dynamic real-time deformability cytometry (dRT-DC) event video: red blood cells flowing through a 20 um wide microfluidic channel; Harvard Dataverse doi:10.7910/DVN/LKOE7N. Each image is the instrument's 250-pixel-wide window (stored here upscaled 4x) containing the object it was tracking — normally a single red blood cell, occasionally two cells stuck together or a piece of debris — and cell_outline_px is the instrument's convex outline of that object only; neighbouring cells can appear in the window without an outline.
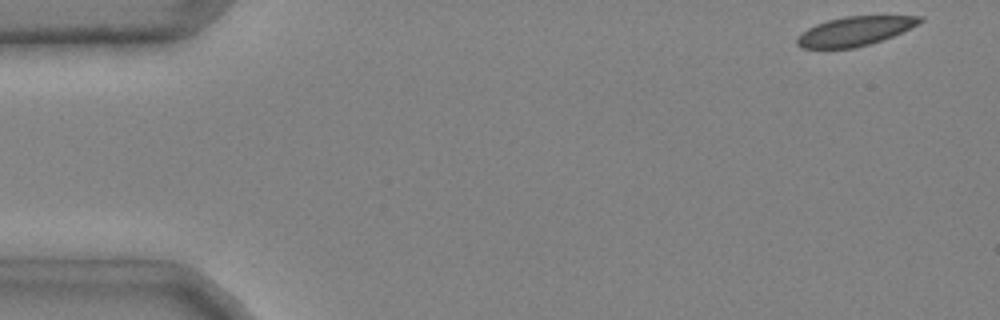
{"species": "common noctule bat (a hibernating species)", "species_latin": "Nyctalus noctula", "temperature_condition": "cold", "stored_images_in_passage": 39, "camera_frame_rate_fps": 3000, "um_per_image_px": 0.085, "animal": {"sex": "male", "body_mass_g": 20.4}, "frame": {"image": 1, "passage_image": 1, "time_ms": 0.0, "image_size_px": [1000, 320], "cell_outline_px": [[924, 20], [892, 36], [868, 44], [852, 48], [800, 48], [796, 44], [796, 40], [808, 28], [816, 24], [828, 20], [844, 16], [924, 16]], "centroid_in_image_um": [72.63, 2.64], "position_along_channel_um": 12.4, "area_um2": 20.4}}
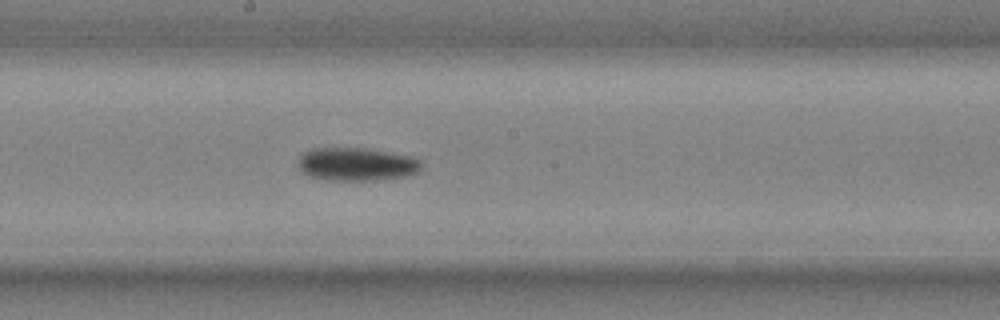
{"frame": {"image": 2, "passage_image": 18, "time_ms": 5.667, "image_size_px": [1000, 320], "cell_outline_px": [[424, 164], [412, 176], [384, 180], [328, 180], [308, 176], [296, 164], [300, 156], [308, 148], [368, 148], [412, 156], [420, 160]], "centroid_in_image_um": [30.34, 13.96], "position_along_channel_um": 217.9, "area_um2": 24.33}}
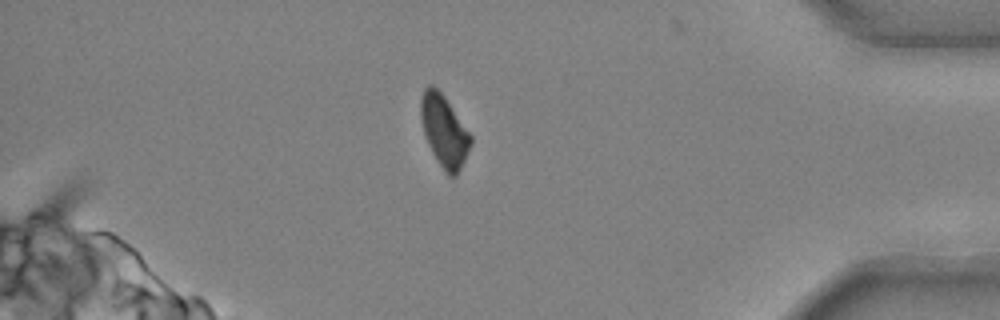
{"frame": {"image": 3, "passage_image": 34, "time_ms": 11.0, "image_size_px": [1000, 320], "cell_outline_px": [[472, 144], [456, 176], [448, 176], [436, 160], [428, 144], [420, 120], [420, 100], [424, 88], [428, 84], [432, 84], [444, 96], [472, 136]], "centroid_in_image_um": [37.74, 11.12], "position_along_channel_um": 397.5, "area_um2": 20.75}, "authors_computed_cell_mechanics": {"area_um2": 22.8888, "velocity_mm_per_s": 3.9755, "shape_relaxation_time_tau1_ms": 4.4887, "shape_relaxation_time_tau2_ms": null, "deformation_change_tau1": 0.1454, "deformation_change_tau2": null}}